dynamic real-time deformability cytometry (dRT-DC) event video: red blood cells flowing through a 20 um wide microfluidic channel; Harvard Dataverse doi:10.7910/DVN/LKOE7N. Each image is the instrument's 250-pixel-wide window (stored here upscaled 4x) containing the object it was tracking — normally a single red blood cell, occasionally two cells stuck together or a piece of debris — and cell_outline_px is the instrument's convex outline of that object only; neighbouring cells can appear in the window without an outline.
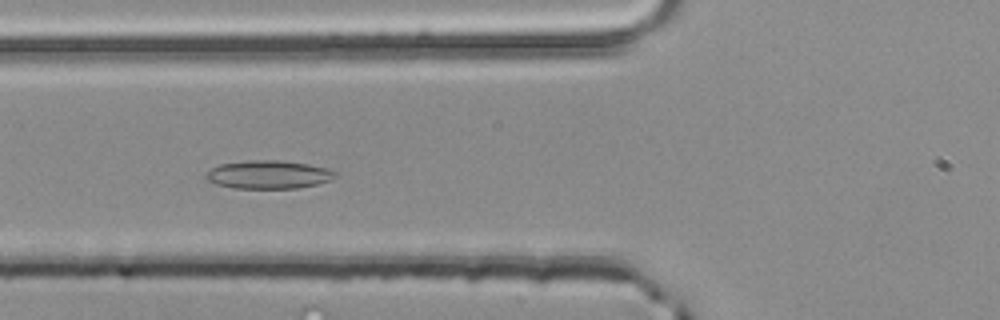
{"species": "common noctule bat (a hibernating species)", "species_latin": "Nyctalus noctula", "temperature_condition": "room temperature", "stored_images_in_passage": 51, "segment_of_instrument_passage": [1, 2], "camera_frame_rate_fps": 3000, "um_per_image_px": 0.085, "animal": {"sex": "male", "body_mass_g": 20.4}, "frame": {"image": 1, "passage_image": 19, "time_ms": 6.0, "image_size_px": [1000, 320], "cell_outline_px": [[340, 172], [336, 176], [328, 180], [316, 184], [296, 188], [232, 188], [216, 184], [204, 180], [204, 176], [212, 168], [220, 164], [248, 160], [280, 160], [308, 164], [328, 168]], "centroid_in_image_um": [22.81, 14.83], "position_along_channel_um": 103.0, "area_um2": 21.39}}
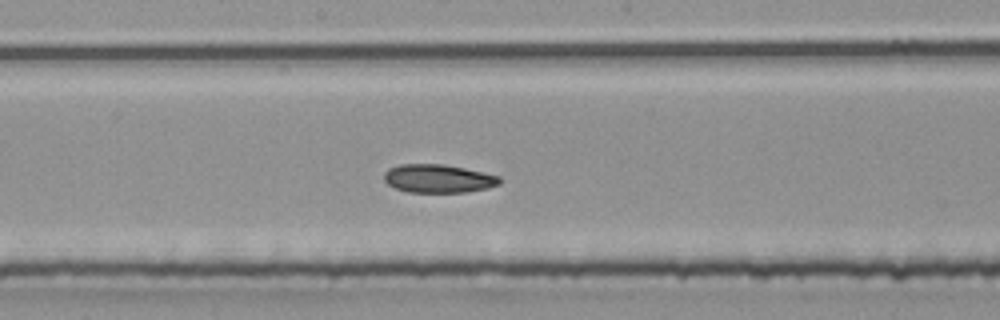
{"frame": {"image": 2, "passage_image": 27, "time_ms": 8.667, "image_size_px": [1000, 320], "cell_outline_px": [[500, 184], [488, 188], [468, 192], [408, 192], [396, 188], [388, 184], [384, 180], [384, 172], [388, 168], [400, 164], [444, 164], [464, 168], [500, 176]], "centroid_in_image_um": [37.24, 15.17], "position_along_channel_um": 211.0, "area_um2": 19.13}}
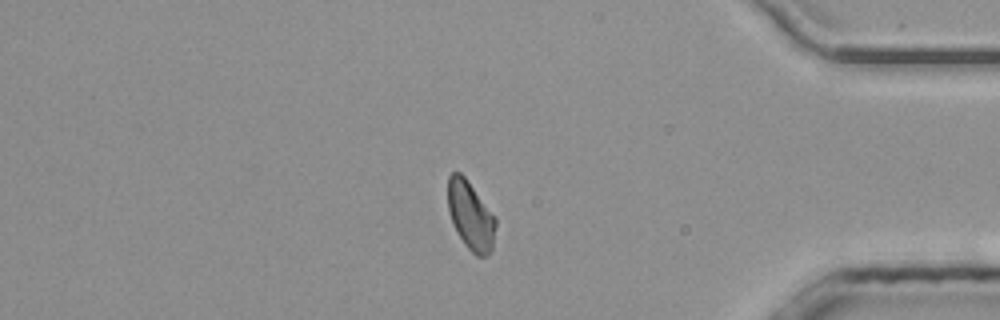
{"frame": {"image": 3, "passage_image": 43, "time_ms": 14.0, "image_size_px": [1000, 320], "cell_outline_px": [[496, 224], [492, 252], [488, 256], [476, 256], [464, 244], [456, 232], [448, 212], [448, 176], [452, 172], [460, 172], [468, 180], [496, 216]], "centroid_in_image_um": [40.01, 18.33], "position_along_channel_um": 395.2, "area_um2": 19.48}}